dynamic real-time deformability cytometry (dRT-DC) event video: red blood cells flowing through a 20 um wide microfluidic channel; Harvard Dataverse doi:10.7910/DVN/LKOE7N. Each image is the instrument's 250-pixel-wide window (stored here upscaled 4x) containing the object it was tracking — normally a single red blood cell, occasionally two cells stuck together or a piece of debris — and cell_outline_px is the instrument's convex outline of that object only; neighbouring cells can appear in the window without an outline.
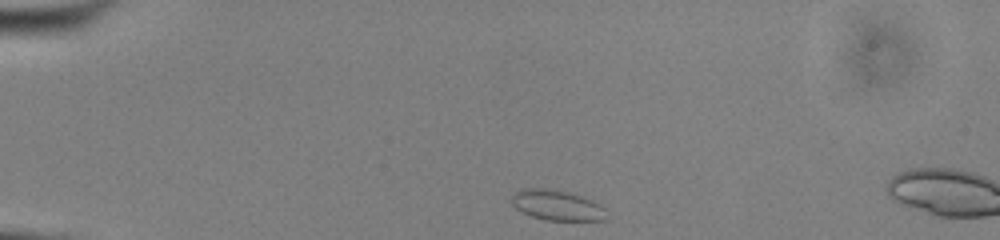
{"species": "common noctule bat (a hibernating species)", "species_latin": "Nyctalus noctula", "temperature_condition": "cold", "stored_images_in_passage": 5, "camera_frame_rate_fps": 3000, "um_per_image_px": 0.085, "animal": {"sex": "male", "body_mass_g": 13.0, "forearm_length_mm": 53.1}, "frame": {"image": 1, "passage_image": 1, "time_ms": 0.0, "image_size_px": [1000, 240], "cell_outline_px": [[608, 220], [544, 220], [520, 212], [512, 204], [512, 196], [520, 188], [556, 188], [592, 200], [600, 204], [604, 208]], "centroid_in_image_um": [47.33, 17.43], "position_along_channel_um": 37.7, "area_um2": 16.94}}